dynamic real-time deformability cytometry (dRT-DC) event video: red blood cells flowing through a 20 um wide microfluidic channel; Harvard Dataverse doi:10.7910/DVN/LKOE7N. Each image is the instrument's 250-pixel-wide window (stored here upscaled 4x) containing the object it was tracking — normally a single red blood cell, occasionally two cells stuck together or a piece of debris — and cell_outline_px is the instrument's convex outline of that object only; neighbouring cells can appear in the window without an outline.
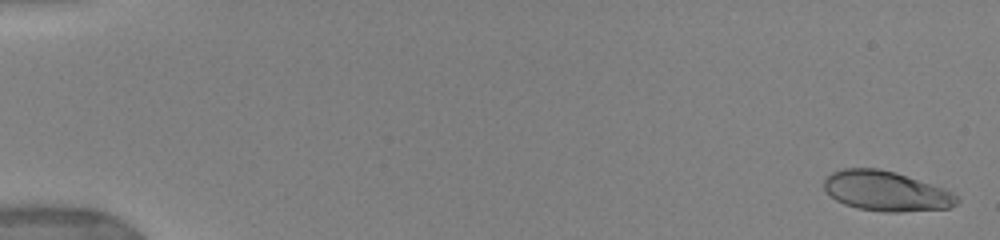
{"species": "human", "species_latin": "Homo sapiens", "temperature_condition": "warm", "stored_images_in_passage": 51, "camera_frame_rate_fps": 3000, "um_per_image_px": 0.085, "donor": {"sex": "female"}, "frame": {"image": 1, "passage_image": 2, "time_ms": 0.333, "image_size_px": [1000, 240], "cell_outline_px": [[960, 200], [956, 204], [948, 208], [900, 212], [884, 212], [856, 208], [844, 204], [836, 200], [824, 192], [824, 180], [832, 172], [844, 168], [880, 168], [896, 172], [944, 188], [952, 192]], "centroid_in_image_um": [75.3, 16.24], "position_along_channel_um": 9.7, "area_um2": 31.1}}
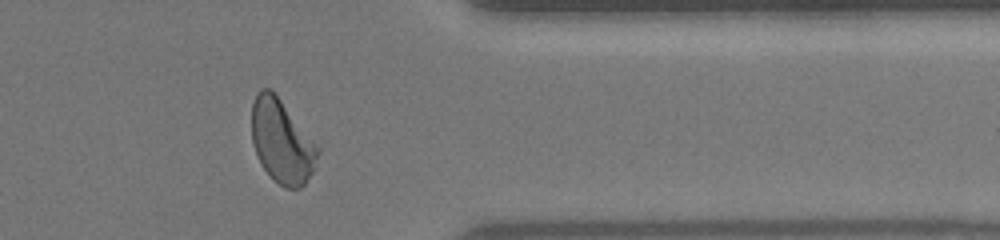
{"frame": {"image": 2, "passage_image": 42, "time_ms": 14.333, "image_size_px": [1000, 240], "cell_outline_px": [[320, 152], [316, 168], [304, 184], [300, 188], [284, 188], [272, 180], [260, 164], [252, 144], [252, 104], [256, 92], [260, 88], [268, 88], [280, 100], [320, 148]], "centroid_in_image_um": [23.95, 12.07], "position_along_channel_um": 387.5, "area_um2": 32.25}}
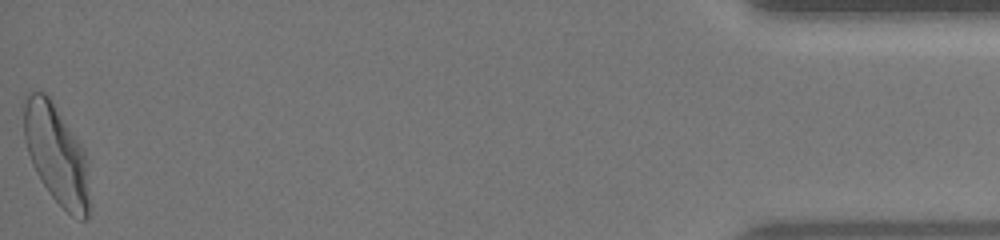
{"frame": {"image": 3, "passage_image": 51, "time_ms": 17.333, "image_size_px": [1000, 240], "cell_outline_px": [[88, 216], [84, 220], [80, 220], [72, 216], [52, 196], [40, 180], [32, 164], [24, 140], [20, 104], [24, 96], [32, 88], [44, 92], [52, 100], [84, 148], [88, 196]], "centroid_in_image_um": [4.7, 12.99], "position_along_channel_um": 430.5, "area_um2": 38.38}, "authors_computed_cell_mechanics": {"area_um2": 32.4258, "velocity_mm_per_s": 3.9222, "shape_relaxation_time_tau1_ms": 3.5563, "shape_relaxation_time_tau2_ms": 0.7052, "deformation_change_tau1": 0.198, "deformation_change_tau2": 0.0762}}